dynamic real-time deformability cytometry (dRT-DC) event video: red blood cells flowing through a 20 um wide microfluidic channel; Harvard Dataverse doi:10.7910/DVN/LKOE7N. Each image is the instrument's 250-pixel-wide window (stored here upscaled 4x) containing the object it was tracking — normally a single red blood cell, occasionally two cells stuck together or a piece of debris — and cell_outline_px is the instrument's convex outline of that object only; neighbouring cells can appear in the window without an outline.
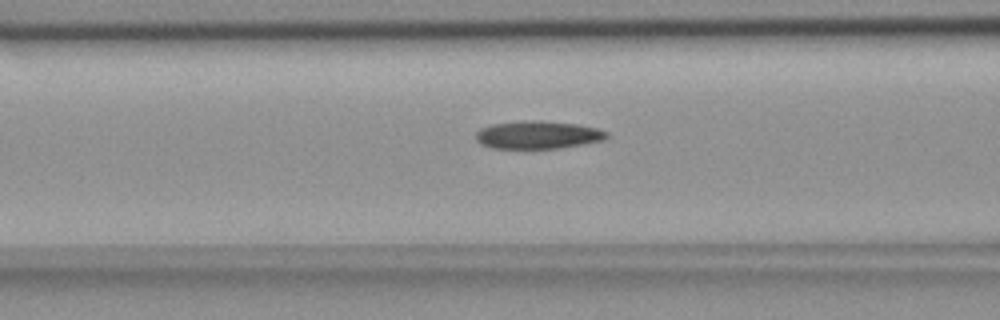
{"species": "common noctule bat (a hibernating species)", "species_latin": "Nyctalus noctula", "temperature_condition": "room temperature", "stored_images_in_passage": 55, "camera_frame_rate_fps": 3000, "um_per_image_px": 0.085, "animal": {"sex": "female", "body_mass_g": 18.4}, "frame": {"image": 1, "passage_image": 22, "time_ms": 7.0, "image_size_px": [1000, 320], "cell_outline_px": [[608, 136], [604, 140], [584, 144], [560, 148], [492, 148], [480, 144], [476, 140], [476, 132], [480, 128], [492, 124], [524, 120], [540, 120], [576, 124], [596, 128], [608, 132]], "centroid_in_image_um": [45.7, 11.46], "position_along_channel_um": 120.9, "area_um2": 21.33}}
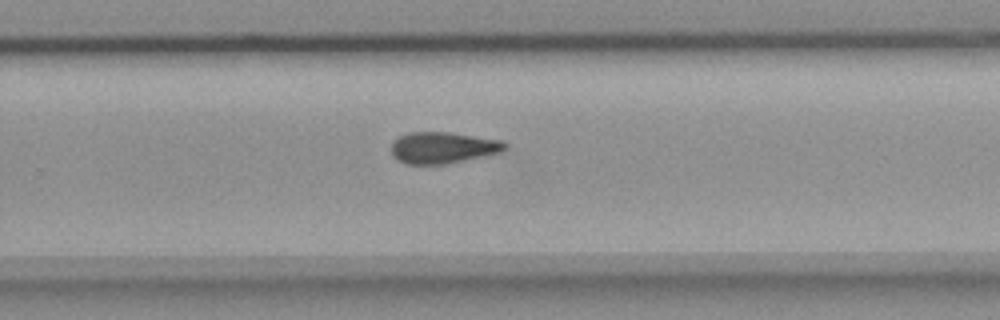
{"frame": {"image": 2, "passage_image": 36, "time_ms": 11.667, "image_size_px": [1000, 320], "cell_outline_px": [[508, 148], [504, 152], [444, 164], [404, 164], [396, 160], [392, 156], [392, 140], [408, 132], [448, 132], [504, 140], [508, 144]], "centroid_in_image_um": [37.67, 12.55], "position_along_channel_um": 292.1, "area_um2": 21.15}}
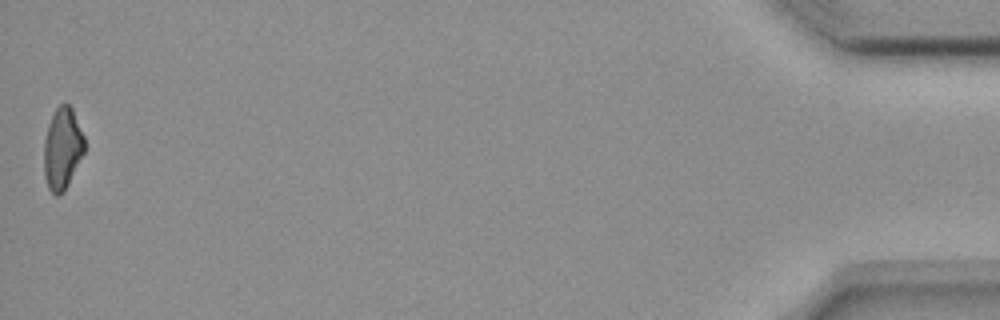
{"frame": {"image": 3, "passage_image": 55, "time_ms": 18.0, "image_size_px": [1000, 320], "cell_outline_px": [[84, 152], [64, 192], [60, 196], [56, 196], [48, 188], [44, 176], [44, 140], [48, 124], [56, 108], [60, 104], [68, 104], [72, 108], [84, 136]], "centroid_in_image_um": [5.29, 12.65], "position_along_channel_um": 429.9, "area_um2": 19.25}, "authors_computed_cell_mechanics": {"area_um2": 20.7502, "velocity_mm_per_s": 3.6751, "shape_relaxation_time_tau1_ms": 10.8539, "shape_relaxation_time_tau2_ms": null, "deformation_change_tau1": 0.1976, "deformation_change_tau2": null}}